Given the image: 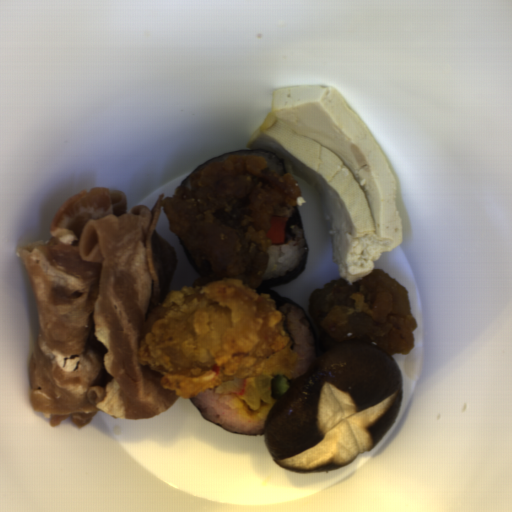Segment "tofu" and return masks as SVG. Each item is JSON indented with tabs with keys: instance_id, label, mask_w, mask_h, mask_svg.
<instances>
[{
	"instance_id": "obj_1",
	"label": "tofu",
	"mask_w": 512,
	"mask_h": 512,
	"mask_svg": "<svg viewBox=\"0 0 512 512\" xmlns=\"http://www.w3.org/2000/svg\"><path fill=\"white\" fill-rule=\"evenodd\" d=\"M312 185L342 280L374 270L403 242L397 183L379 145L332 86H287L247 142Z\"/></svg>"
}]
</instances>
